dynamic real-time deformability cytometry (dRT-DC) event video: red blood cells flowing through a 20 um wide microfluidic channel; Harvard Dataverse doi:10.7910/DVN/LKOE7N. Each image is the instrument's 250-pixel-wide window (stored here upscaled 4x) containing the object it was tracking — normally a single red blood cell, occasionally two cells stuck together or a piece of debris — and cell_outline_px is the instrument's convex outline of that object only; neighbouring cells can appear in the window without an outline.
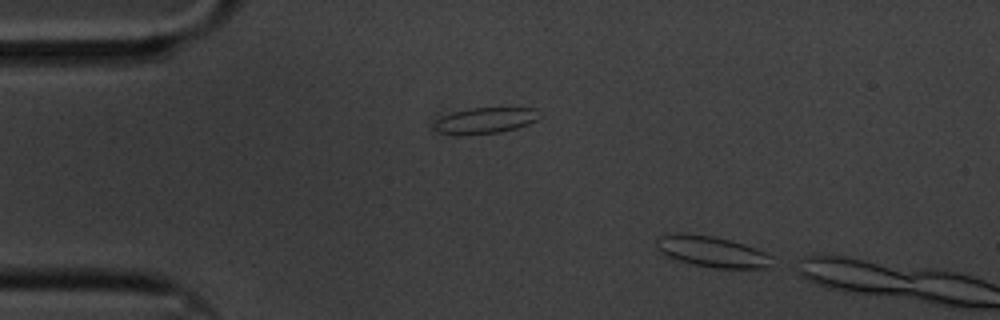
{"species": "common noctule bat (a hibernating species)", "species_latin": "Nyctalus noctula", "temperature_condition": "cold", "stored_images_in_passage": 3, "camera_frame_rate_fps": 3000, "um_per_image_px": 0.085, "animal": {"sex": "male", "body_mass_g": 20.1, "forearm_length_mm": 53.5}, "frame": {"image": 1, "passage_image": 1, "time_ms": 0.0, "image_size_px": [1000, 320], "cell_outline_px": [[772, 268], [712, 268], [692, 264], [668, 256], [660, 252], [656, 248], [656, 236], [676, 232], [680, 232], [712, 236], [744, 244], [756, 248], [772, 256]], "centroid_in_image_um": [60.5, 21.38], "position_along_channel_um": 24.5, "area_um2": 21.04}}